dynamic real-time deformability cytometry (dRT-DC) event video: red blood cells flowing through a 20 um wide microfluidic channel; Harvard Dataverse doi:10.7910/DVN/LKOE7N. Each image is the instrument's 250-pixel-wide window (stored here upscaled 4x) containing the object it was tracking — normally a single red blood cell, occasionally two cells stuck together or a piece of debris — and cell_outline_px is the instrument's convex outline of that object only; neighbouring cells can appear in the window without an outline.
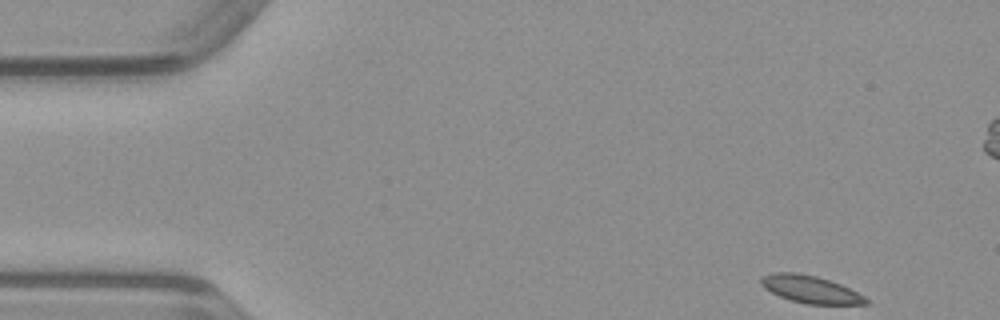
{"species": "common noctule bat (a hibernating species)", "species_latin": "Nyctalus noctula", "temperature_condition": "warm", "stored_images_in_passage": 48, "camera_frame_rate_fps": 3000, "um_per_image_px": 0.085, "animal": {"sex": "male", "body_mass_g": 23.1, "forearm_length_mm": 52.7}, "frame": {"image": 1, "passage_image": 1, "time_ms": 0.0, "image_size_px": [1000, 320], "cell_outline_px": [[872, 304], [804, 304], [780, 296], [764, 288], [760, 284], [760, 280], [764, 276], [772, 272], [796, 272], [816, 276], [840, 284], [872, 300]], "centroid_in_image_um": [68.92, 24.6], "position_along_channel_um": 16.1, "area_um2": 16.7}}
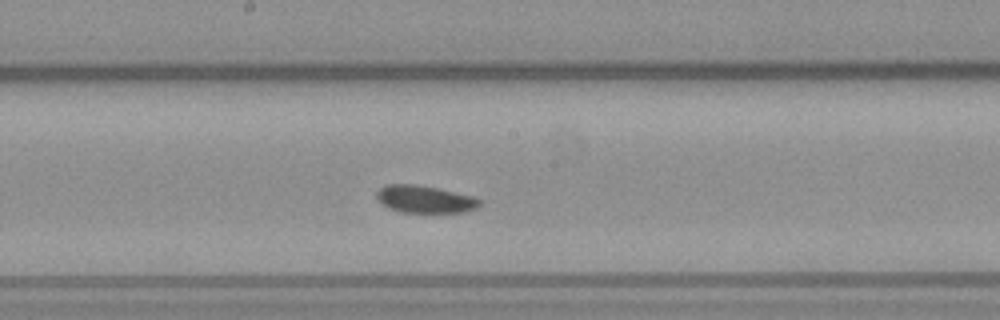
{"frame": {"image": 2, "passage_image": 23, "time_ms": 7.333, "image_size_px": [1000, 320], "cell_outline_px": [[480, 204], [476, 208], [464, 212], [400, 212], [388, 208], [380, 204], [376, 196], [376, 192], [384, 184], [416, 184], [436, 188], [472, 196], [480, 200]], "centroid_in_image_um": [36.04, 16.93], "position_along_channel_um": 212.2, "area_um2": 16.42}}
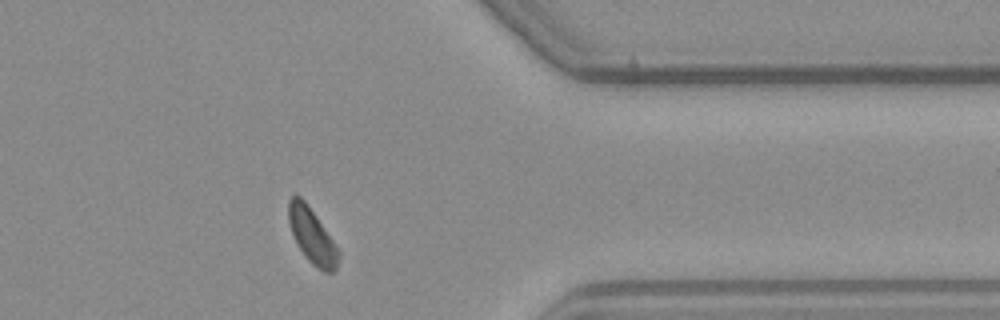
{"frame": {"image": 3, "passage_image": 37, "time_ms": 12.0, "image_size_px": [1000, 320], "cell_outline_px": [[340, 256], [336, 268], [332, 272], [324, 272], [316, 268], [308, 260], [300, 248], [292, 232], [288, 220], [288, 200], [292, 196], [300, 196], [304, 200], [316, 216], [340, 252]], "centroid_in_image_um": [26.52, 20.06], "position_along_channel_um": 384.9, "area_um2": 15.66}}